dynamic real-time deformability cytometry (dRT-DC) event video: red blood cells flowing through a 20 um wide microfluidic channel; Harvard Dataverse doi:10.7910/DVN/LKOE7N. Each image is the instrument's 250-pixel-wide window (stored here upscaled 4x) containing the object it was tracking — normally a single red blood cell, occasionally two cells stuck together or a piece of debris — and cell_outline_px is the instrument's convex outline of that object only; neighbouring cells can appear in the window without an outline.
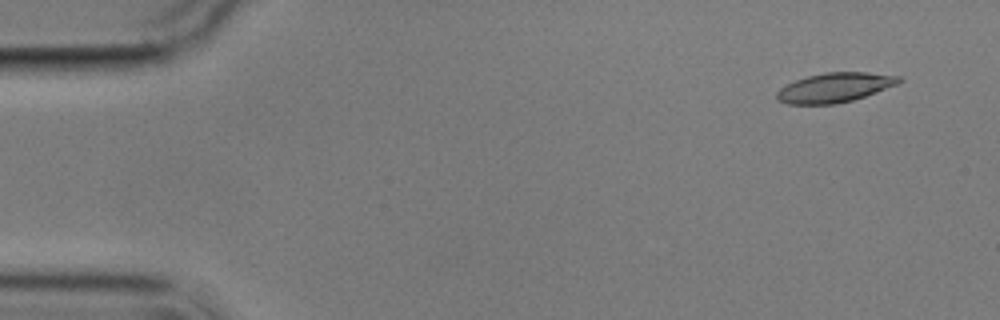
{"species": "common noctule bat (a hibernating species)", "species_latin": "Nyctalus noctula", "temperature_condition": "cold", "stored_images_in_passage": 6, "camera_frame_rate_fps": 3000, "um_per_image_px": 0.085, "animal": {"sex": "male", "body_mass_g": 17.9}, "frame": {"image": 1, "passage_image": 1, "time_ms": 0.0, "image_size_px": [1000, 320], "cell_outline_px": [[904, 80], [900, 84], [852, 100], [836, 104], [788, 104], [776, 100], [776, 92], [780, 88], [796, 80], [808, 76], [824, 72], [868, 72], [900, 76]], "centroid_in_image_um": [70.98, 7.44], "position_along_channel_um": 14.0, "area_um2": 21.1}}
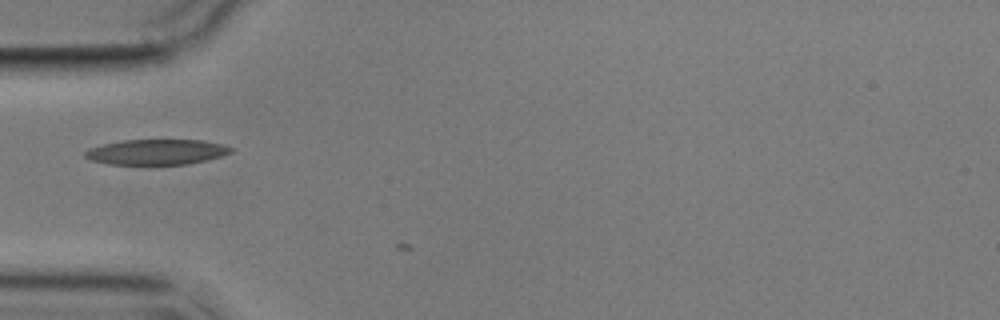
{"frame": {"image": 2, "passage_image": 5, "time_ms": 4.667, "image_size_px": [1000, 320], "cell_outline_px": [[232, 152], [208, 160], [188, 164], [108, 164], [88, 160], [84, 156], [84, 152], [88, 148], [104, 144], [124, 140], [200, 140], [224, 144], [232, 148]], "centroid_in_image_um": [13.28, 12.92], "position_along_channel_um": 71.7, "area_um2": 21.56}}
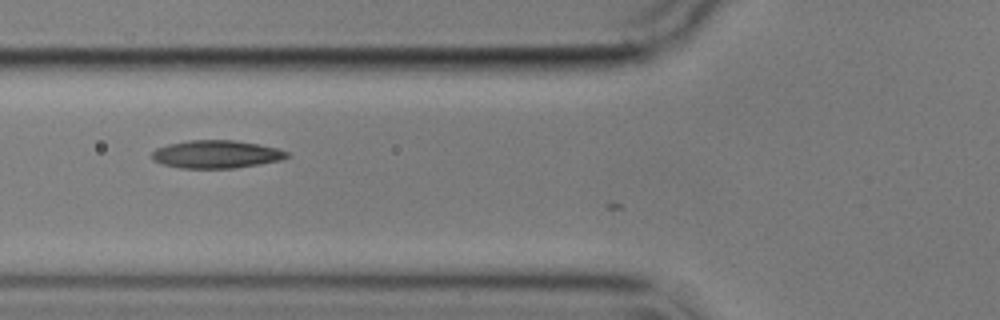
{"frame": {"image": 3, "passage_image": 6, "time_ms": 5.667, "image_size_px": [1000, 320], "cell_outline_px": [[292, 156], [280, 160], [260, 164], [236, 168], [180, 168], [164, 164], [152, 160], [152, 152], [156, 148], [168, 144], [188, 140], [232, 140], [256, 144], [276, 148], [288, 152]], "centroid_in_image_um": [18.38, 13.11], "position_along_channel_um": 107.4, "area_um2": 21.91}}